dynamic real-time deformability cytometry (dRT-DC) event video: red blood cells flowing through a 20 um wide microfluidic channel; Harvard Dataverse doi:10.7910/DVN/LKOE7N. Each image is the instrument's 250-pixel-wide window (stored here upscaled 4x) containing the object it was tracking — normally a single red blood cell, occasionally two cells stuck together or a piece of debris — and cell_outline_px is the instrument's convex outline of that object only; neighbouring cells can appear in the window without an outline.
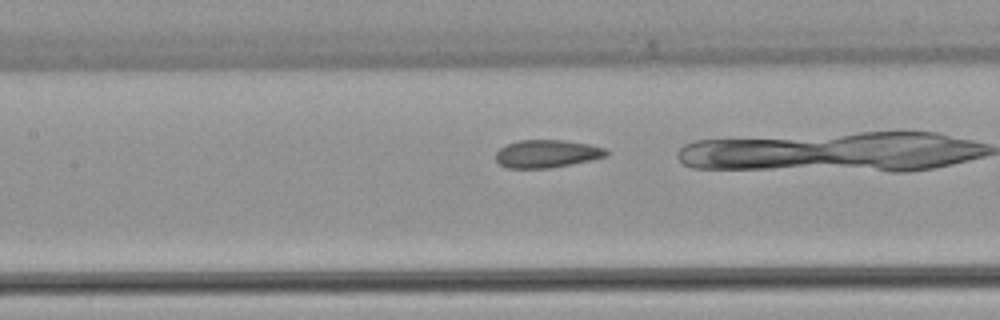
{"species": "common noctule bat (a hibernating species)", "species_latin": "Nyctalus noctula", "temperature_condition": "warm", "stored_images_in_passage": 30, "camera_frame_rate_fps": 3000, "um_per_image_px": 0.085, "animal": {"sex": "female", "body_mass_g": 22.7, "forearm_length_mm": 54.2}, "frame": {"image": 1, "passage_image": 15, "time_ms": 4.667, "image_size_px": [1000, 320], "cell_outline_px": [[608, 156], [592, 160], [572, 164], [548, 168], [504, 168], [496, 160], [496, 152], [500, 148], [516, 140], [564, 140], [588, 144], [604, 148], [608, 152]], "centroid_in_image_um": [46.47, 13.07], "position_along_channel_um": 160.9, "area_um2": 17.98}}
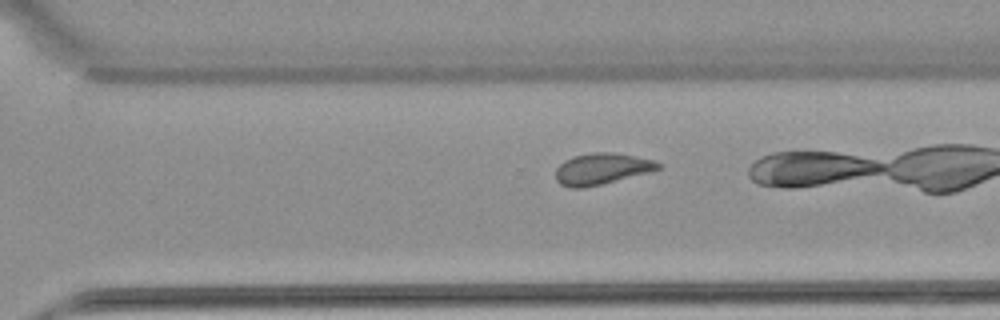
{"frame": {"image": 2, "passage_image": 26, "time_ms": 8.333, "image_size_px": [1000, 320], "cell_outline_px": [[664, 164], [660, 168], [652, 172], [584, 188], [572, 188], [560, 184], [556, 180], [556, 168], [564, 160], [572, 156], [596, 152], [612, 152], [636, 156], [656, 160]], "centroid_in_image_um": [51.19, 14.34], "position_along_channel_um": 319.4, "area_um2": 18.96}}